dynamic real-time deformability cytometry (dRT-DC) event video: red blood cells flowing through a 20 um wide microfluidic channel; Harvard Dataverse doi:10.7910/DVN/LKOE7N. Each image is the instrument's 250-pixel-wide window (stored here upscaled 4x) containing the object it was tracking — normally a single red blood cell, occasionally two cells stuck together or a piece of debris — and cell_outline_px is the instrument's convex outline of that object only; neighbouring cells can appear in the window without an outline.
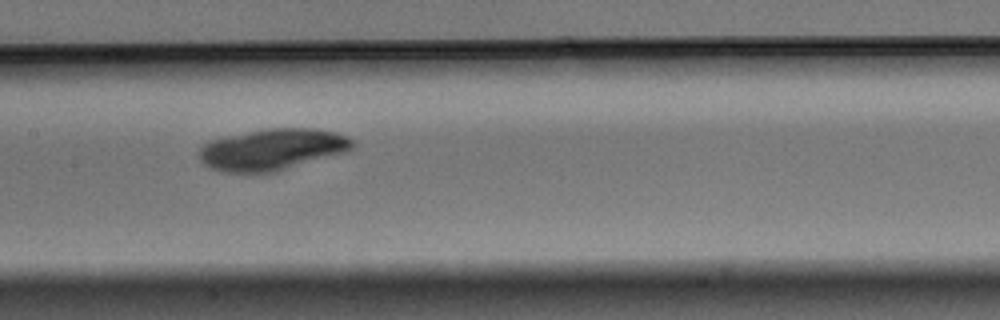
{"species": "Egyptian fruit bat (a non-hibernating species)", "species_latin": "Rousettus aegyptiacus", "temperature_condition": "warm", "stored_images_in_passage": 14, "camera_frame_rate_fps": 3000, "um_per_image_px": 0.085, "animal": {"sex": "male"}, "frame": {"image": 1, "passage_image": 7, "time_ms": 2.0, "image_size_px": [1000, 320], "cell_outline_px": [[356, 144], [352, 148], [344, 152], [276, 172], [224, 172], [200, 164], [196, 156], [200, 148], [208, 140], [264, 128], [316, 128], [336, 132], [348, 136]], "centroid_in_image_um": [23.09, 12.69], "position_along_channel_um": 184.3, "area_um2": 37.34}}
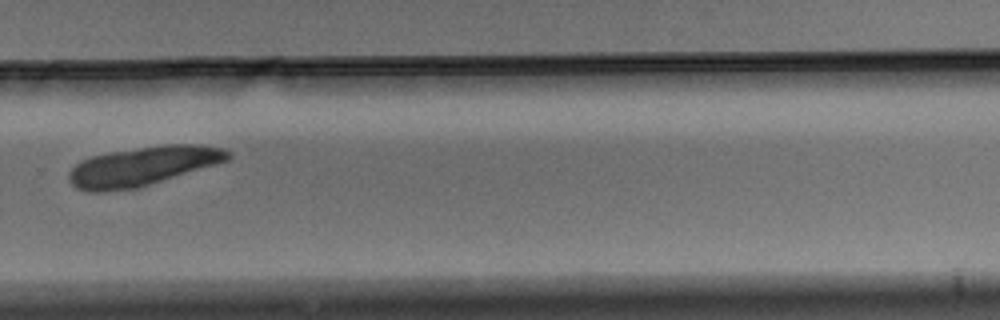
{"frame": {"image": 2, "passage_image": 10, "time_ms": 3.0, "image_size_px": [1000, 320], "cell_outline_px": [[232, 156], [228, 160], [216, 164], [140, 188], [104, 192], [88, 192], [76, 188], [68, 180], [68, 172], [80, 160], [92, 156], [112, 152], [164, 144], [196, 144], [224, 148], [232, 152]], "centroid_in_image_um": [12.14, 14.14], "position_along_channel_um": 317.7, "area_um2": 36.53}}
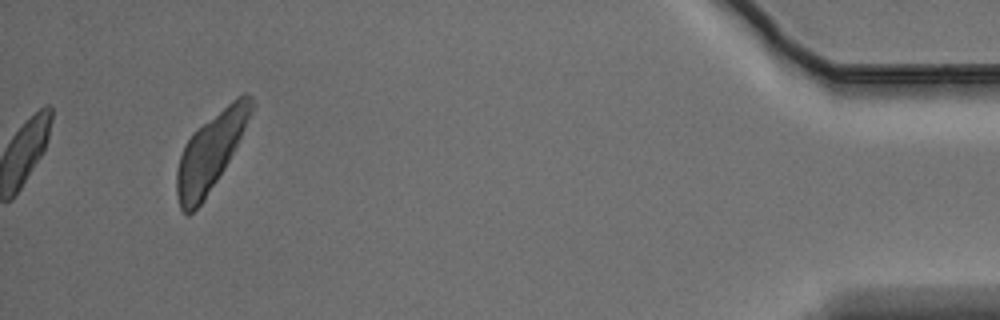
{"frame": {"image": 3, "passage_image": 14, "time_ms": 4.333, "image_size_px": [1000, 320], "cell_outline_px": [[256, 104], [224, 168], [204, 200], [188, 216], [180, 208], [176, 192], [176, 172], [180, 156], [184, 144], [192, 132], [232, 100], [244, 92], [252, 96]], "centroid_in_image_um": [17.87, 12.89], "position_along_channel_um": 417.3, "area_um2": 32.89}}